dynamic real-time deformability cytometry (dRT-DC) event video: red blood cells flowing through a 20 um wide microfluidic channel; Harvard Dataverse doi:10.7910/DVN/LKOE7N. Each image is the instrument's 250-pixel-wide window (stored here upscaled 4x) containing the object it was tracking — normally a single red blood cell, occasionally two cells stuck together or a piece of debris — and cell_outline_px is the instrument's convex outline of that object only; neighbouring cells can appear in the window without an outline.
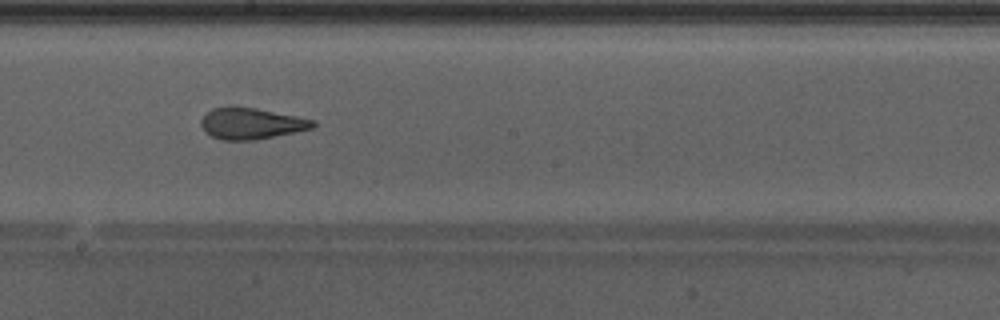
{"species": "Egyptian fruit bat (a non-hibernating species)", "species_latin": "Rousettus aegyptiacus", "temperature_condition": "warm", "stored_images_in_passage": 38, "camera_frame_rate_fps": 3000, "um_per_image_px": 0.085, "animal": {"sex": "male"}, "frame": {"image": 1, "passage_image": 17, "time_ms": 5.333, "image_size_px": [1000, 320], "cell_outline_px": [[316, 124], [312, 128], [296, 132], [256, 140], [224, 140], [212, 136], [200, 124], [200, 120], [212, 108], [256, 108], [316, 120]], "centroid_in_image_um": [21.41, 10.52], "position_along_channel_um": 226.8, "area_um2": 19.94}}